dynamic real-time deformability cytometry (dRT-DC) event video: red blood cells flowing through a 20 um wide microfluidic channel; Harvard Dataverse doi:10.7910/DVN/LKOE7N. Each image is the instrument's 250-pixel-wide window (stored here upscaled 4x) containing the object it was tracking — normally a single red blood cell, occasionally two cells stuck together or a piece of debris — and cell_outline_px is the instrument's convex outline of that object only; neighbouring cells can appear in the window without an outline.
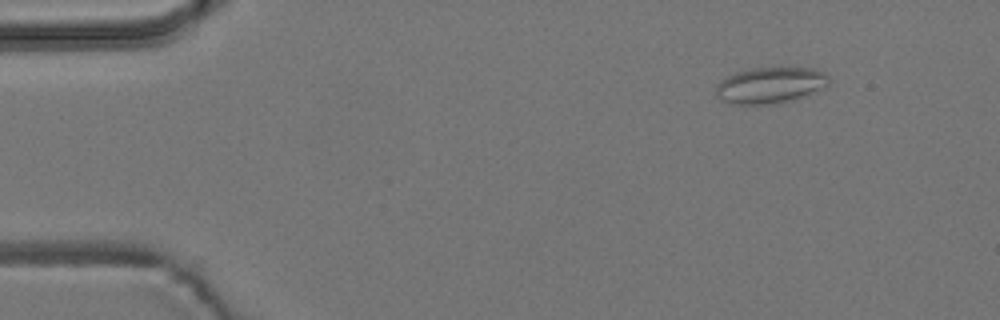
{"species": "common noctule bat (a hibernating species)", "species_latin": "Nyctalus noctula", "temperature_condition": "room temperature", "stored_images_in_passage": 4, "camera_frame_rate_fps": 3000, "um_per_image_px": 0.085, "animal": {"sex": "male", "body_mass_g": 19.2, "forearm_length_mm": 51.8}, "frame": {"image": 1, "passage_image": 1, "time_ms": 0.0, "image_size_px": [1000, 320], "cell_outline_px": [[832, 80], [828, 84], [800, 96], [776, 104], [732, 104], [720, 100], [716, 96], [716, 84], [720, 80], [736, 72], [752, 68], [812, 68], [824, 72]], "centroid_in_image_um": [65.4, 7.24], "position_along_channel_um": 19.6, "area_um2": 23.47}}
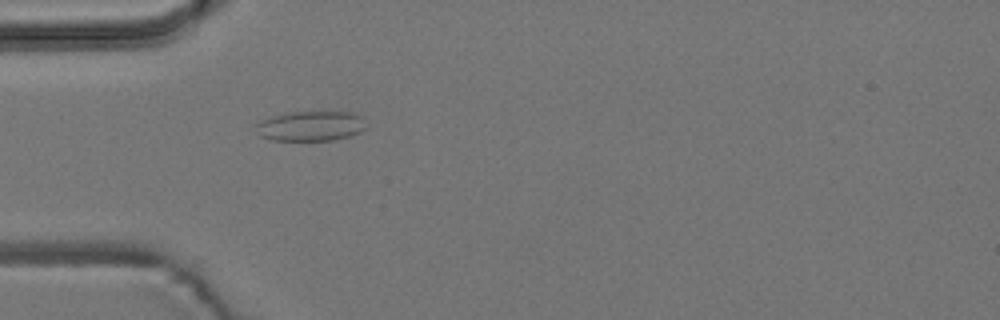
{"frame": {"image": 2, "passage_image": 4, "time_ms": 3.333, "image_size_px": [1000, 320], "cell_outline_px": [[364, 128], [360, 132], [348, 136], [332, 140], [272, 140], [260, 136], [256, 124], [272, 116], [284, 112], [356, 112], [364, 116]], "centroid_in_image_um": [26.44, 10.7], "position_along_channel_um": 58.6, "area_um2": 19.13}}